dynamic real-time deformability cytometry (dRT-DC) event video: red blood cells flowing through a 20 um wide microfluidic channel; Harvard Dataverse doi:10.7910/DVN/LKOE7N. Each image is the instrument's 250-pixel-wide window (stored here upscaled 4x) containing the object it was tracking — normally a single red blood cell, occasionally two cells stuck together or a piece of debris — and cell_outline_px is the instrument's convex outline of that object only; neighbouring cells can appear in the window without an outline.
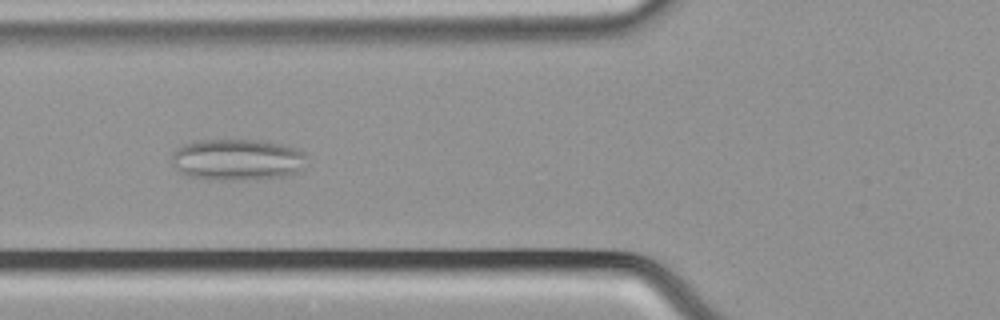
{"species": "common noctule bat (a hibernating species)", "species_latin": "Nyctalus noctula", "temperature_condition": "cold", "stored_images_in_passage": 56, "camera_frame_rate_fps": 3000, "um_per_image_px": 0.085, "animal": {"sex": "male", "body_mass_g": 21.5, "forearm_length_mm": 52.0}, "frame": {"image": 1, "passage_image": 22, "time_ms": 7.0, "image_size_px": [1000, 320], "cell_outline_px": [[304, 168], [296, 172], [284, 176], [236, 180], [208, 180], [188, 176], [180, 172], [172, 164], [172, 152], [176, 148], [184, 144], [196, 140], [260, 140], [280, 144], [304, 152]], "centroid_in_image_um": [20.1, 13.57], "position_along_channel_um": 105.7, "area_um2": 32.54}}
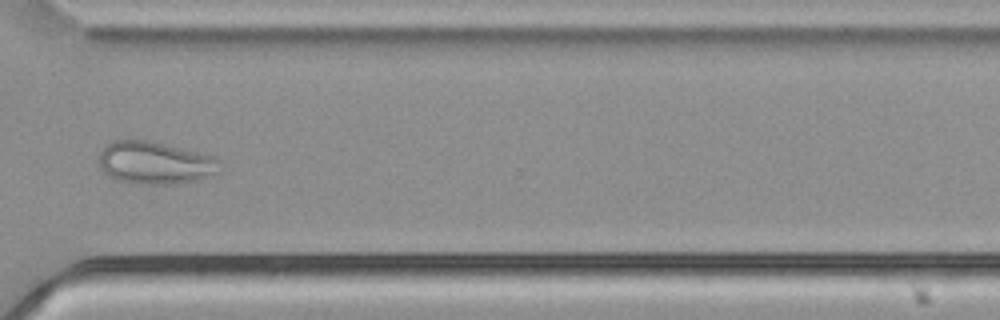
{"frame": {"image": 2, "passage_image": 42, "time_ms": 13.667, "image_size_px": [1000, 320], "cell_outline_px": [[224, 168], [220, 172], [196, 180], [168, 184], [144, 184], [116, 180], [108, 176], [100, 168], [100, 152], [112, 140], [148, 140], [212, 156], [220, 160], [224, 164]], "centroid_in_image_um": [13.21, 13.85], "position_along_channel_um": 357.4, "area_um2": 29.88}}
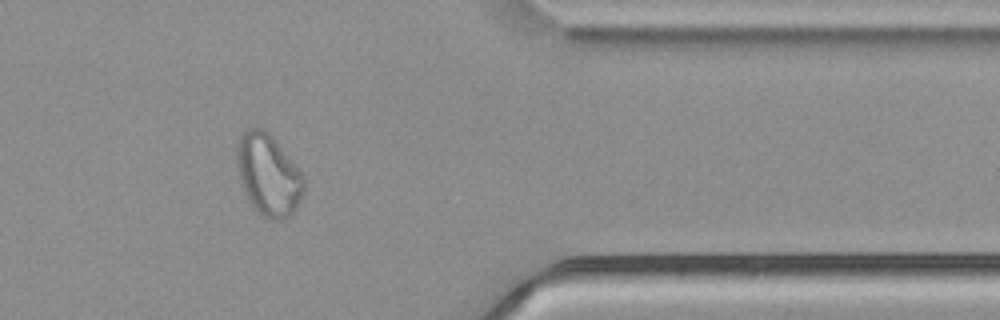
{"frame": {"image": 3, "passage_image": 46, "time_ms": 15.0, "image_size_px": [1000, 320], "cell_outline_px": [[304, 192], [296, 212], [280, 220], [268, 220], [256, 212], [252, 208], [244, 192], [240, 180], [236, 160], [236, 144], [240, 136], [248, 128], [264, 128], [272, 136], [304, 176]], "centroid_in_image_um": [22.8, 14.9], "position_along_channel_um": 388.6, "area_um2": 32.19}}